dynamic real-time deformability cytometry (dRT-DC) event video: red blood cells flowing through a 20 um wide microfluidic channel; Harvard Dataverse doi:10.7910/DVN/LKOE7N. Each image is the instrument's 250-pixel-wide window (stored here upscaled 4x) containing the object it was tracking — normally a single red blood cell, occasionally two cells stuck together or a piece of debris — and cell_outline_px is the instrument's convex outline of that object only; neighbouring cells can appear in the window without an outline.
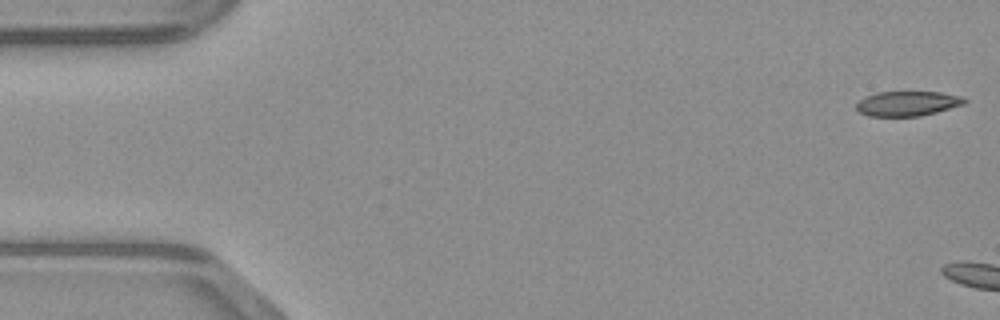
{"species": "common noctule bat (a hibernating species)", "species_latin": "Nyctalus noctula", "temperature_condition": "warm", "stored_images_in_passage": 4, "camera_frame_rate_fps": 3000, "um_per_image_px": 0.085, "animal": {"sex": "male", "body_mass_g": 23.1, "forearm_length_mm": 52.7}, "frame": {"image": 1, "passage_image": 1, "time_ms": 0.0, "image_size_px": [1000, 320], "cell_outline_px": [[968, 100], [964, 104], [936, 112], [920, 116], [868, 116], [860, 112], [856, 108], [856, 104], [860, 100], [876, 92], [940, 92], [964, 96]], "centroid_in_image_um": [77.17, 8.8], "position_along_channel_um": 7.8, "area_um2": 15.61}}